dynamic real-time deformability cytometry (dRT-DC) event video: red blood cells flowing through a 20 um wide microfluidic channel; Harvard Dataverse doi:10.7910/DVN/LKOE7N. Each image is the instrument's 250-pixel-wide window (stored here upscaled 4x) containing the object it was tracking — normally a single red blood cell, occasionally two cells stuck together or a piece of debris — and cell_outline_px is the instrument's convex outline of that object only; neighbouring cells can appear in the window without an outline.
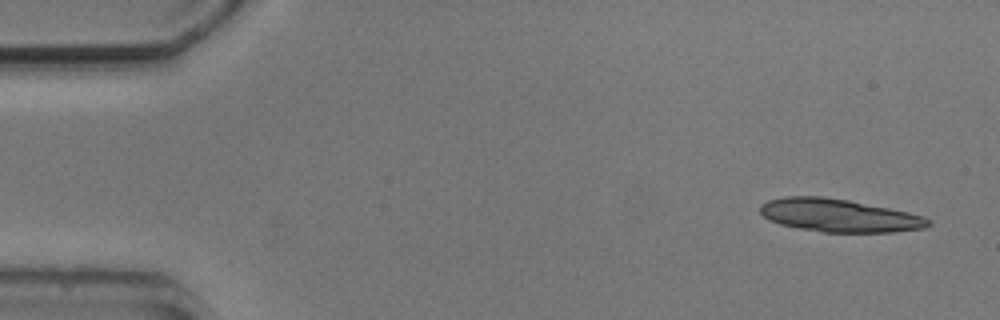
{"species": "common noctule bat (a hibernating species)", "species_latin": "Nyctalus noctula", "temperature_condition": "cold", "stored_images_in_passage": 4, "camera_frame_rate_fps": 3000, "um_per_image_px": 0.085, "animal": {"sex": "male", "body_mass_g": 20.5, "forearm_length_mm": 52.5}, "frame": {"image": 1, "passage_image": 1, "time_ms": 0.0, "image_size_px": [1000, 320], "cell_outline_px": [[932, 224], [924, 228], [896, 232], [824, 232], [800, 228], [780, 224], [768, 220], [760, 212], [760, 204], [768, 200], [784, 196], [824, 196], [848, 200], [908, 212], [924, 216], [932, 220]], "centroid_in_image_um": [71.33, 18.31], "position_along_channel_um": 13.7, "area_um2": 32.37}}